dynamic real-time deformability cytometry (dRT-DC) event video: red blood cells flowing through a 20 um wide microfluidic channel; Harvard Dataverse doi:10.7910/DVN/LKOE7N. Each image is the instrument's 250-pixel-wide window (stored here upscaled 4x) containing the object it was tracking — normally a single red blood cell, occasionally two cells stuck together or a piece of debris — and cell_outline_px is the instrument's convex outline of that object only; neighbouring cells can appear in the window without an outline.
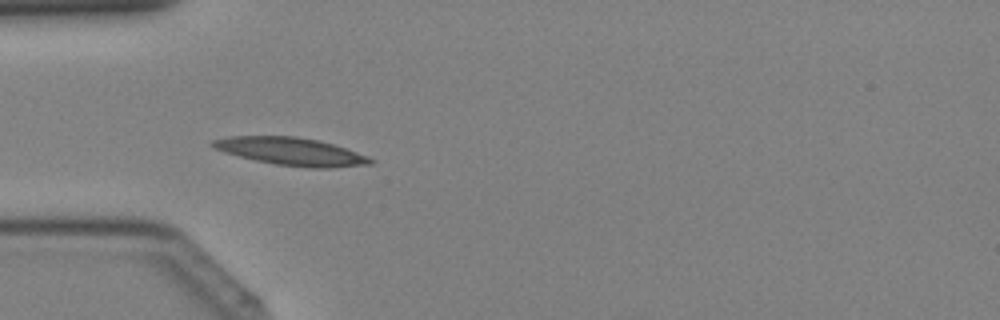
{"species": "Egyptian fruit bat (a non-hibernating species)", "species_latin": "Rousettus aegyptiacus", "temperature_condition": "cold", "stored_images_in_passage": 40, "camera_frame_rate_fps": 3000, "um_per_image_px": 0.085, "animal": {"sex": "female"}, "frame": {"image": 1, "passage_image": 12, "time_ms": 3.667, "image_size_px": [1000, 320], "cell_outline_px": [[376, 160], [372, 164], [332, 168], [308, 168], [276, 164], [256, 160], [224, 152], [212, 148], [208, 144], [212, 140], [228, 136], [296, 136], [316, 140], [332, 144], [368, 156]], "centroid_in_image_um": [24.73, 12.88], "position_along_channel_um": 60.3, "area_um2": 25.49}}
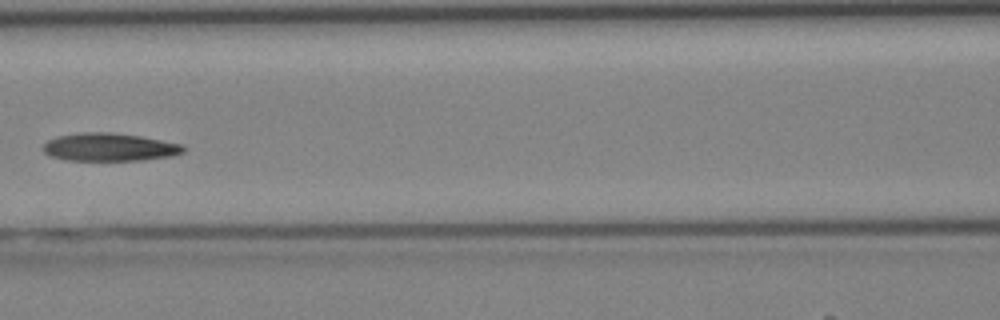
{"frame": {"image": 2, "passage_image": 18, "time_ms": 5.667, "image_size_px": [1000, 320], "cell_outline_px": [[188, 148], [184, 152], [172, 156], [144, 160], [68, 160], [52, 156], [44, 152], [40, 148], [48, 140], [56, 136], [80, 132], [112, 132], [140, 136], [184, 144]], "centroid_in_image_um": [9.33, 12.5], "position_along_channel_um": 157.3, "area_um2": 23.12}}
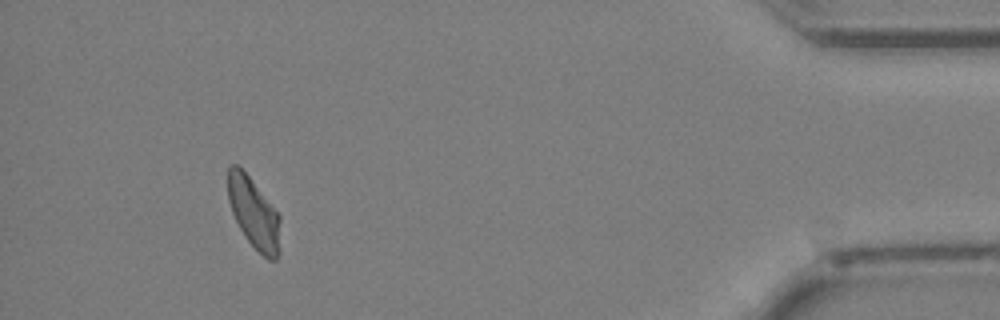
{"frame": {"image": 3, "passage_image": 37, "time_ms": 12.0, "image_size_px": [1000, 320], "cell_outline_px": [[280, 252], [276, 260], [268, 260], [244, 236], [232, 212], [228, 200], [228, 168], [232, 164], [236, 164], [248, 176], [280, 216]], "centroid_in_image_um": [21.59, 18.16], "position_along_channel_um": 413.6, "area_um2": 21.21}}